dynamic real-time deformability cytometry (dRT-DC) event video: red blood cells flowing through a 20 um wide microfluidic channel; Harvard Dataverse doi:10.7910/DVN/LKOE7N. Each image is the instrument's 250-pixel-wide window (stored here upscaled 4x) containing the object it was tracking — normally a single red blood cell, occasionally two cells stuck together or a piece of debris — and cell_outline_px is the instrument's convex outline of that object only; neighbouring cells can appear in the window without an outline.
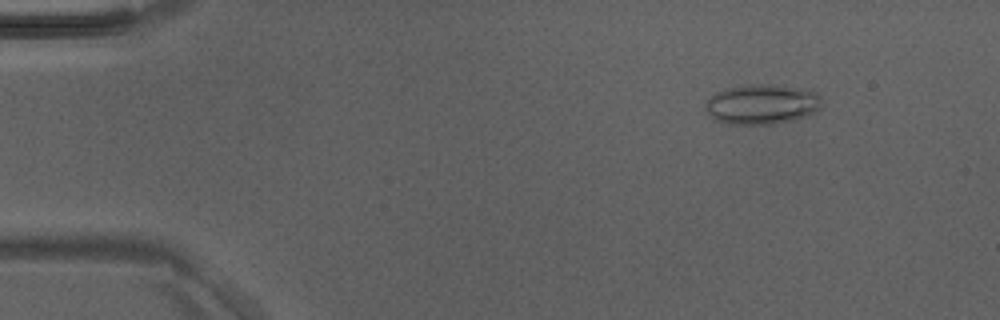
{"species": "Egyptian fruit bat (a non-hibernating species)", "species_latin": "Rousettus aegyptiacus", "temperature_condition": "room temperature", "stored_images_in_passage": 5, "camera_frame_rate_fps": 3000, "um_per_image_px": 0.085, "animal": {"sex": "male"}, "frame": {"image": 1, "passage_image": 1, "time_ms": 0.0, "image_size_px": [1000, 320], "cell_outline_px": [[824, 100], [820, 108], [812, 116], [776, 124], [732, 124], [712, 120], [704, 108], [704, 104], [716, 92], [724, 88], [744, 84], [772, 84], [796, 88], [816, 92]], "centroid_in_image_um": [64.77, 8.87], "position_along_channel_um": 20.2, "area_um2": 27.74}}
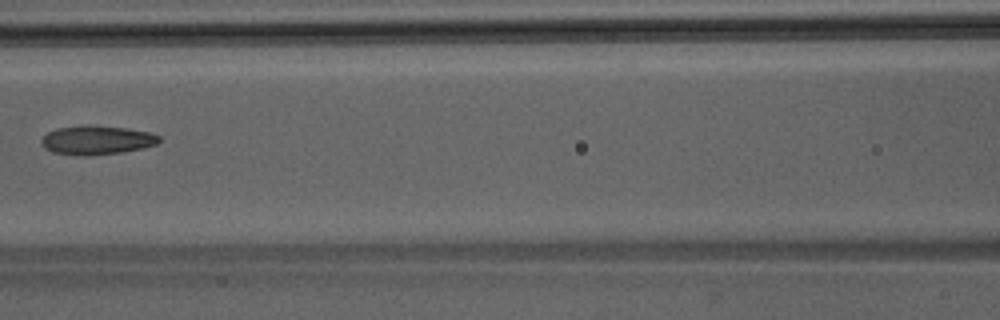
{"frame": {"image": 2, "passage_image": 5, "time_ms": 1.333, "image_size_px": [1000, 320], "cell_outline_px": [[160, 140], [156, 144], [144, 148], [120, 152], [84, 156], [52, 152], [44, 148], [40, 144], [40, 140], [48, 132], [56, 128], [84, 124], [88, 124], [124, 128], [148, 132], [160, 136]], "centroid_in_image_um": [8.18, 11.9], "position_along_channel_um": 158.4, "area_um2": 19.94}}